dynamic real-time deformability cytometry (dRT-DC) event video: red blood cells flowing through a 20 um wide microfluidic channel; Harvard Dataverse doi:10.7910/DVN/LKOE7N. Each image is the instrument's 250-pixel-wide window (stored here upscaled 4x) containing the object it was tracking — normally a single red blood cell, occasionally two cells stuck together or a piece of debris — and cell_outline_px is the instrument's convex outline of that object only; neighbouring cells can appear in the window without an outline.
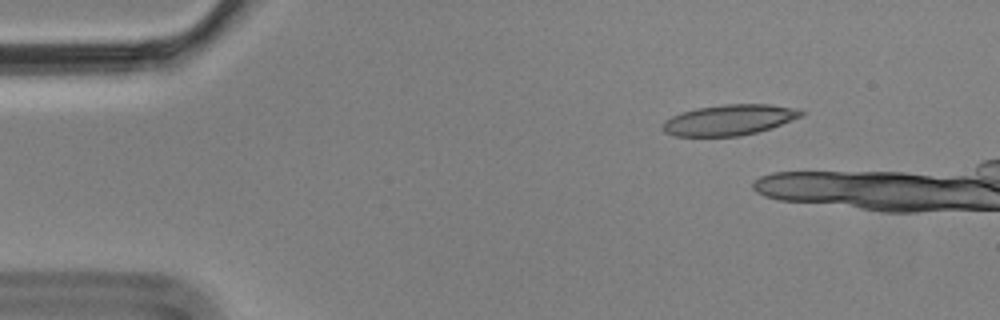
{"species": "Egyptian fruit bat (a non-hibernating species)", "species_latin": "Rousettus aegyptiacus", "temperature_condition": "cold", "stored_images_in_passage": 6, "camera_frame_rate_fps": 3000, "um_per_image_px": 0.085, "animal": {"sex": "male"}, "frame": {"image": 1, "passage_image": 2, "time_ms": 0.333, "image_size_px": [1000, 320], "cell_outline_px": [[804, 116], [772, 128], [740, 136], [676, 136], [664, 132], [664, 120], [672, 116], [696, 108], [724, 104], [772, 104], [796, 108], [804, 112]], "centroid_in_image_um": [62.04, 10.19], "position_along_channel_um": 23.0, "area_um2": 24.74}}